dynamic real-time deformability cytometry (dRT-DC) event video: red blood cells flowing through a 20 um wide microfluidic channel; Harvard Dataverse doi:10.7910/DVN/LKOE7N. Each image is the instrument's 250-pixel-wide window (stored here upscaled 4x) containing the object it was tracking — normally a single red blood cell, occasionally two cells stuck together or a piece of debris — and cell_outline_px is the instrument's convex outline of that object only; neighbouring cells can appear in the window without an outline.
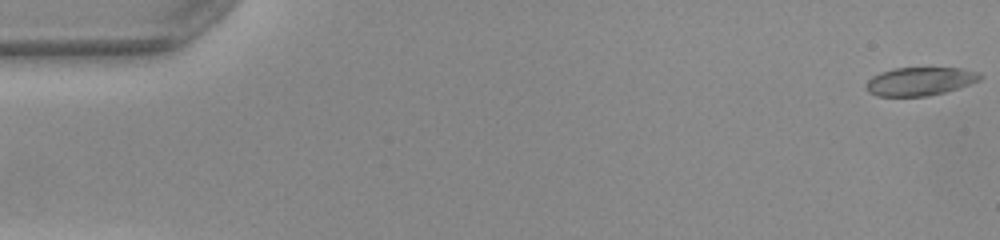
{"species": "common noctule bat (a hibernating species)", "species_latin": "Nyctalus noctula", "temperature_condition": "warm", "stored_images_in_passage": 51, "camera_frame_rate_fps": 3000, "um_per_image_px": 0.085, "animal": {"sex": "female", "body_mass_g": 22.0, "forearm_length_mm": 56.7}, "frame": {"image": 1, "passage_image": 1, "time_ms": 0.0, "image_size_px": [1000, 240], "cell_outline_px": [[984, 76], [980, 80], [944, 92], [928, 96], [876, 96], [868, 92], [864, 84], [872, 76], [880, 72], [892, 68], [960, 68], [980, 72]], "centroid_in_image_um": [78.16, 6.91], "position_along_channel_um": 6.8, "area_um2": 18.9}}
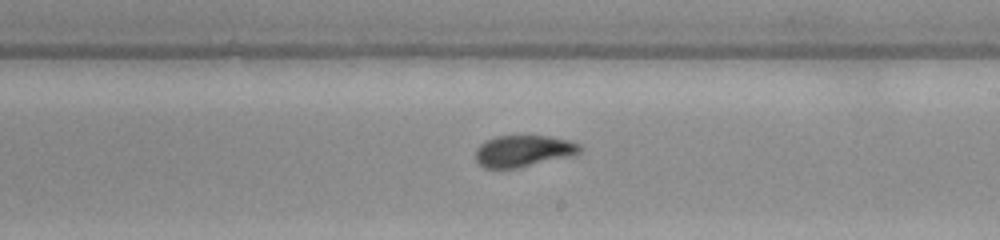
{"frame": {"image": 2, "passage_image": 30, "time_ms": 9.667, "image_size_px": [1000, 240], "cell_outline_px": [[580, 152], [568, 156], [520, 168], [484, 168], [476, 160], [476, 148], [484, 140], [496, 136], [548, 136], [568, 140], [580, 144]], "centroid_in_image_um": [44.44, 12.83], "position_along_channel_um": 244.6, "area_um2": 19.07}}
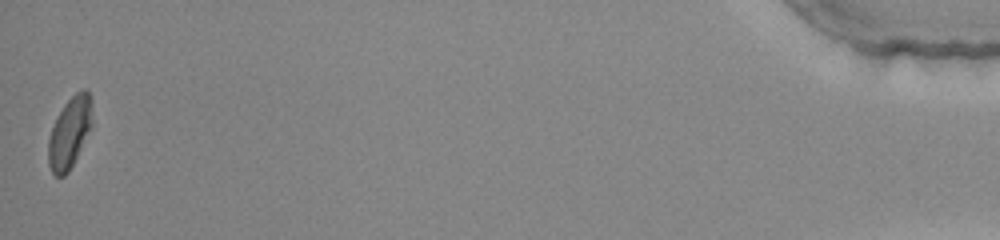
{"frame": {"image": 3, "passage_image": 51, "time_ms": 16.667, "image_size_px": [1000, 240], "cell_outline_px": [[92, 128], [68, 172], [64, 176], [56, 176], [52, 172], [48, 164], [48, 140], [52, 128], [64, 104], [76, 92], [84, 88], [92, 96]], "centroid_in_image_um": [5.95, 11.25], "position_along_channel_um": 429.3, "area_um2": 18.15}, "authors_computed_cell_mechanics": {"area_um2": 19.1896, "velocity_mm_per_s": 4.0156, "shape_relaxation_time_tau1_ms": 6.1752, "shape_relaxation_time_tau2_ms": 0.9679, "deformation_change_tau1": 0.1596, "deformation_change_tau2": 0.0466}}